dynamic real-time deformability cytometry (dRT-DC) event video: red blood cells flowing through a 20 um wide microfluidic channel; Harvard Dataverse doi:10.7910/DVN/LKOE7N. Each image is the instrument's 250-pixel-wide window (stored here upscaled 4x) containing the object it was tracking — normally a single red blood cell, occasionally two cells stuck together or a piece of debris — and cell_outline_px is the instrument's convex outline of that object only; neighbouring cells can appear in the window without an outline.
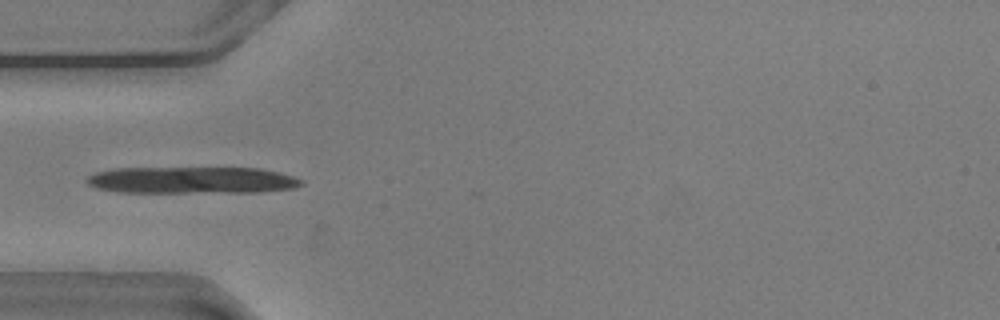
{"species": "common noctule bat (a hibernating species)", "species_latin": "Nyctalus noctula", "temperature_condition": "warm", "stored_images_in_passage": 38, "camera_frame_rate_fps": 3000, "um_per_image_px": 0.085, "animal": {"sex": "male", "body_mass_g": 20.5, "forearm_length_mm": 52.5}, "frame": {"image": 1, "passage_image": 6, "time_ms": 1.667, "image_size_px": [1000, 320], "cell_outline_px": [[304, 184], [292, 188], [260, 192], [120, 192], [96, 188], [88, 184], [84, 180], [88, 176], [96, 172], [116, 168], [260, 168], [280, 172], [304, 180]], "centroid_in_image_um": [16.32, 15.31], "position_along_channel_um": 68.7, "area_um2": 33.58}}
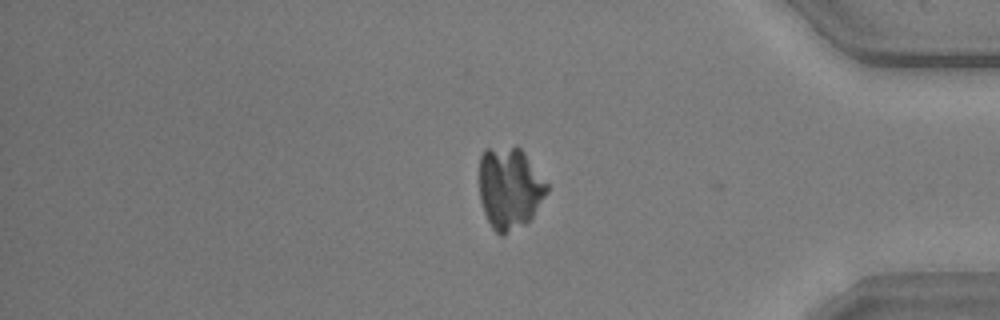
{"frame": {"image": 2, "passage_image": 35, "time_ms": 11.333, "image_size_px": [1000, 320], "cell_outline_px": [[548, 192], [532, 216], [524, 224], [504, 236], [500, 236], [492, 228], [484, 212], [480, 200], [480, 156], [484, 148], [516, 144], [524, 152], [548, 184]], "centroid_in_image_um": [43.31, 15.95], "position_along_channel_um": 391.9, "area_um2": 32.6}}